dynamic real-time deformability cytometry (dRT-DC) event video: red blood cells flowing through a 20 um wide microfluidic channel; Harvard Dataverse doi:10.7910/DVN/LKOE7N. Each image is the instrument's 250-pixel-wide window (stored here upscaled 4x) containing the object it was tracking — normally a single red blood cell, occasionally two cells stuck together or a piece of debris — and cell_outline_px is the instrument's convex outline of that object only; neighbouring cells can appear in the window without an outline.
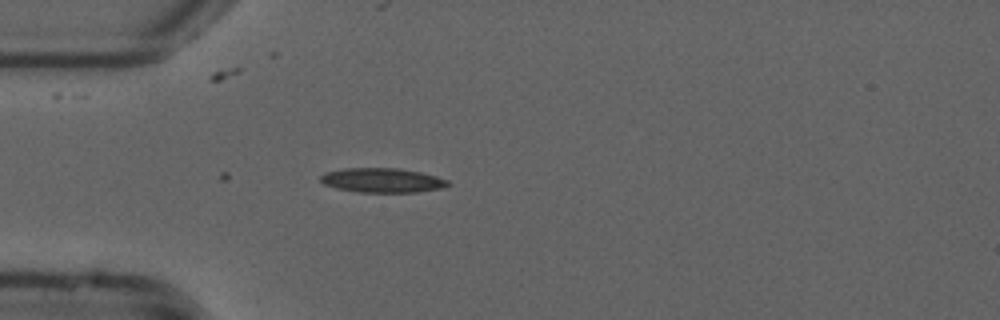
{"species": "common noctule bat (a hibernating species)", "species_latin": "Nyctalus noctula", "temperature_condition": "cold", "stored_images_in_passage": 7, "camera_frame_rate_fps": 3000, "um_per_image_px": 0.085, "animal": {"sex": "male", "forearm_length_mm": 52.5}, "frame": {"image": 1, "passage_image": 1, "time_ms": 0.0, "image_size_px": [1000, 320], "cell_outline_px": [[452, 184], [440, 188], [416, 192], [360, 192], [336, 188], [324, 184], [320, 180], [320, 176], [324, 172], [344, 168], [400, 168], [420, 172], [436, 176], [448, 180]], "centroid_in_image_um": [32.48, 15.32], "position_along_channel_um": 52.5, "area_um2": 18.15}}
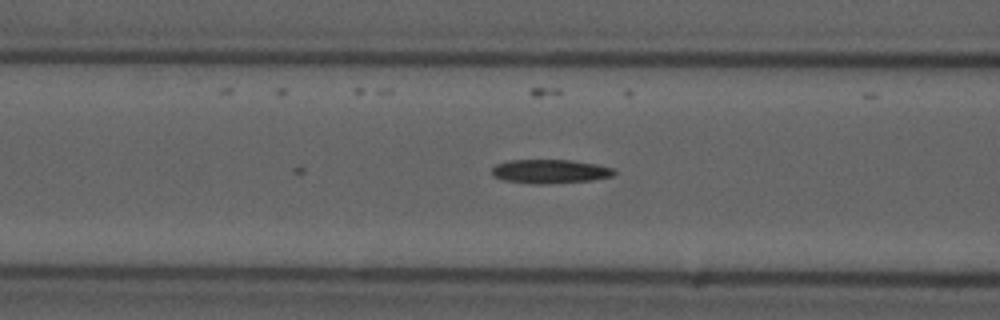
{"frame": {"image": 2, "passage_image": 7, "time_ms": 2.0, "image_size_px": [1000, 320], "cell_outline_px": [[616, 172], [612, 176], [592, 180], [544, 184], [532, 184], [504, 180], [492, 176], [492, 168], [496, 164], [508, 160], [572, 160], [596, 164], [612, 168]], "centroid_in_image_um": [46.72, 14.57], "position_along_channel_um": 119.9, "area_um2": 17.05}}